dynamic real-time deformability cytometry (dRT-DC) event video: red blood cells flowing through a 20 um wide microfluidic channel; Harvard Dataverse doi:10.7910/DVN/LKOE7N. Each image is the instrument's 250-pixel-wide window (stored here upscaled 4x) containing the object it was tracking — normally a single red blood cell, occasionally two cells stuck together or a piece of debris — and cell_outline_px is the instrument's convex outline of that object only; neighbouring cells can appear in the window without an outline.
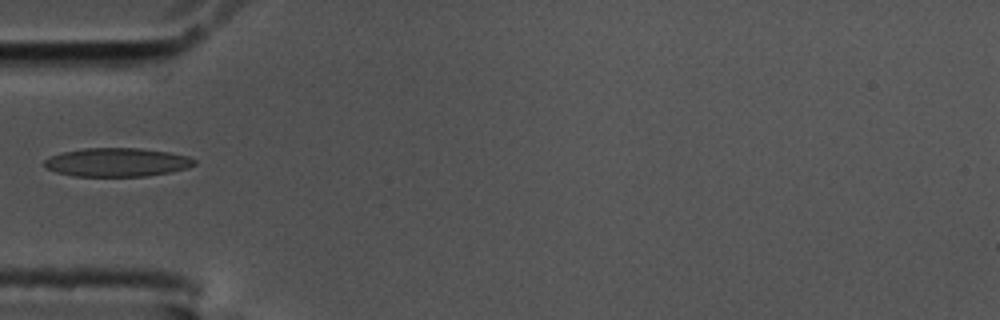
{"species": "common noctule bat (a hibernating species)", "species_latin": "Nyctalus noctula", "temperature_condition": "cold", "stored_images_in_passage": 4, "camera_frame_rate_fps": 3000, "um_per_image_px": 0.085, "animal": {"sex": "male", "body_mass_g": 17.5, "forearm_length_mm": 52.3}, "frame": {"image": 1, "passage_image": 1, "time_ms": 0.0, "image_size_px": [1000, 320], "cell_outline_px": [[196, 164], [188, 168], [148, 176], [72, 176], [56, 172], [44, 168], [44, 160], [52, 156], [64, 152], [84, 148], [140, 148], [168, 152], [188, 156], [196, 160]], "centroid_in_image_um": [9.95, 13.79], "position_along_channel_um": 75.1, "area_um2": 25.03}}